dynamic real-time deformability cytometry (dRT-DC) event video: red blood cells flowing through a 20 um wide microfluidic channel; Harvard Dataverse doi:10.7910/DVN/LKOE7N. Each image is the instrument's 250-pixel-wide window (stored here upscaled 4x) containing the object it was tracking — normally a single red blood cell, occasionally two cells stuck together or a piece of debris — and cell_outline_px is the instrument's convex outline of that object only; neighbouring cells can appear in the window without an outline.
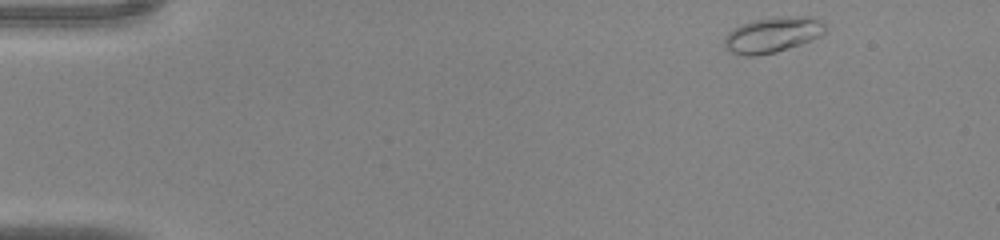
{"species": "common noctule bat (a hibernating species)", "species_latin": "Nyctalus noctula", "temperature_condition": "warm", "stored_images_in_passage": 41, "camera_frame_rate_fps": 3000, "um_per_image_px": 0.085, "animal": {"sex": "male", "body_mass_g": 20.0, "forearm_length_mm": 53.3}, "frame": {"image": 1, "passage_image": 1, "time_ms": 0.0, "image_size_px": [1000, 240], "cell_outline_px": [[828, 32], [812, 40], [776, 52], [756, 56], [740, 56], [732, 52], [724, 44], [724, 36], [732, 28], [740, 24], [752, 20], [780, 16], [816, 16], [828, 28]], "centroid_in_image_um": [65.7, 2.94], "position_along_channel_um": 19.3, "area_um2": 21.33}}
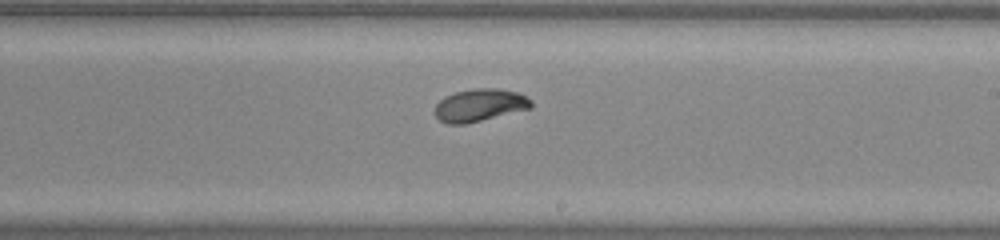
{"frame": {"image": 2, "passage_image": 23, "time_ms": 7.333, "image_size_px": [1000, 240], "cell_outline_px": [[532, 108], [464, 124], [448, 124], [440, 120], [436, 116], [436, 104], [444, 96], [456, 92], [472, 88], [496, 88], [520, 92], [532, 100]], "centroid_in_image_um": [40.8, 8.92], "position_along_channel_um": 248.2, "area_um2": 18.26}}
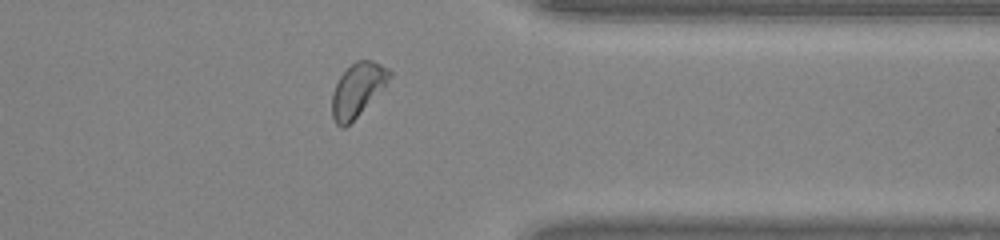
{"frame": {"image": 3, "passage_image": 32, "time_ms": 10.333, "image_size_px": [1000, 240], "cell_outline_px": [[392, 76], [384, 88], [344, 128], [340, 128], [336, 124], [332, 116], [332, 92], [340, 76], [356, 60], [372, 60], [388, 68], [392, 72]], "centroid_in_image_um": [30.4, 7.62], "position_along_channel_um": 381.0, "area_um2": 17.69}}